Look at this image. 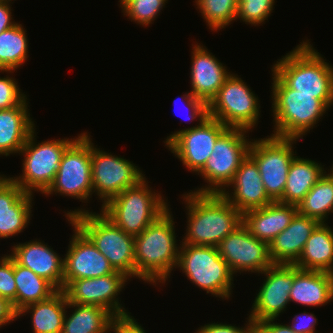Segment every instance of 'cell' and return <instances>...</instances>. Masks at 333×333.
Returning <instances> with one entry per match:
<instances>
[{
	"label": "cell",
	"instance_id": "6da1fadb",
	"mask_svg": "<svg viewBox=\"0 0 333 333\" xmlns=\"http://www.w3.org/2000/svg\"><path fill=\"white\" fill-rule=\"evenodd\" d=\"M188 193L182 196L188 224L181 244L217 247L242 224V213L221 194Z\"/></svg>",
	"mask_w": 333,
	"mask_h": 333
},
{
	"label": "cell",
	"instance_id": "7a4b0ae2",
	"mask_svg": "<svg viewBox=\"0 0 333 333\" xmlns=\"http://www.w3.org/2000/svg\"><path fill=\"white\" fill-rule=\"evenodd\" d=\"M173 216L168 208L140 235L135 236V277L156 285L170 278L179 249ZM159 280V281H158ZM162 281V282H161Z\"/></svg>",
	"mask_w": 333,
	"mask_h": 333
},
{
	"label": "cell",
	"instance_id": "3957f363",
	"mask_svg": "<svg viewBox=\"0 0 333 333\" xmlns=\"http://www.w3.org/2000/svg\"><path fill=\"white\" fill-rule=\"evenodd\" d=\"M309 40L283 56L272 71L299 94H312L328 108L333 104V68L325 62Z\"/></svg>",
	"mask_w": 333,
	"mask_h": 333
},
{
	"label": "cell",
	"instance_id": "277c9868",
	"mask_svg": "<svg viewBox=\"0 0 333 333\" xmlns=\"http://www.w3.org/2000/svg\"><path fill=\"white\" fill-rule=\"evenodd\" d=\"M89 211L75 209L65 216L91 240L115 271L129 279L135 277V237L125 233L102 212Z\"/></svg>",
	"mask_w": 333,
	"mask_h": 333
},
{
	"label": "cell",
	"instance_id": "5b68a950",
	"mask_svg": "<svg viewBox=\"0 0 333 333\" xmlns=\"http://www.w3.org/2000/svg\"><path fill=\"white\" fill-rule=\"evenodd\" d=\"M272 108L274 136L303 138L329 109L312 94H299L272 71ZM317 122V123H316Z\"/></svg>",
	"mask_w": 333,
	"mask_h": 333
},
{
	"label": "cell",
	"instance_id": "8992f818",
	"mask_svg": "<svg viewBox=\"0 0 333 333\" xmlns=\"http://www.w3.org/2000/svg\"><path fill=\"white\" fill-rule=\"evenodd\" d=\"M146 178L125 189L101 207V212L125 233L140 235L161 216L169 204L161 194L151 191ZM150 188V189H149Z\"/></svg>",
	"mask_w": 333,
	"mask_h": 333
},
{
	"label": "cell",
	"instance_id": "52a82bcc",
	"mask_svg": "<svg viewBox=\"0 0 333 333\" xmlns=\"http://www.w3.org/2000/svg\"><path fill=\"white\" fill-rule=\"evenodd\" d=\"M176 267L206 293L222 299L231 296L234 274L217 247L181 244Z\"/></svg>",
	"mask_w": 333,
	"mask_h": 333
},
{
	"label": "cell",
	"instance_id": "ba28073f",
	"mask_svg": "<svg viewBox=\"0 0 333 333\" xmlns=\"http://www.w3.org/2000/svg\"><path fill=\"white\" fill-rule=\"evenodd\" d=\"M35 129L19 151L24 156L22 175L10 177L26 193L44 194L53 183L65 150L78 138L47 140L36 144ZM33 190V191H32Z\"/></svg>",
	"mask_w": 333,
	"mask_h": 333
},
{
	"label": "cell",
	"instance_id": "9c48e42d",
	"mask_svg": "<svg viewBox=\"0 0 333 333\" xmlns=\"http://www.w3.org/2000/svg\"><path fill=\"white\" fill-rule=\"evenodd\" d=\"M248 130L228 128L215 142L213 152L205 166L198 172L208 186L198 188L193 193H218L226 190L242 161L247 157L251 141Z\"/></svg>",
	"mask_w": 333,
	"mask_h": 333
},
{
	"label": "cell",
	"instance_id": "30bf717a",
	"mask_svg": "<svg viewBox=\"0 0 333 333\" xmlns=\"http://www.w3.org/2000/svg\"><path fill=\"white\" fill-rule=\"evenodd\" d=\"M238 75L231 74L207 104L208 116L228 128L250 130L260 115L259 99Z\"/></svg>",
	"mask_w": 333,
	"mask_h": 333
},
{
	"label": "cell",
	"instance_id": "8fae6325",
	"mask_svg": "<svg viewBox=\"0 0 333 333\" xmlns=\"http://www.w3.org/2000/svg\"><path fill=\"white\" fill-rule=\"evenodd\" d=\"M250 144L248 155L256 162L265 191L273 201H279L286 186L289 167L296 157L293 143L297 138L267 136Z\"/></svg>",
	"mask_w": 333,
	"mask_h": 333
},
{
	"label": "cell",
	"instance_id": "7c38bea8",
	"mask_svg": "<svg viewBox=\"0 0 333 333\" xmlns=\"http://www.w3.org/2000/svg\"><path fill=\"white\" fill-rule=\"evenodd\" d=\"M88 135L87 132L81 133L65 150L55 179L45 195L60 193L84 203L92 196L91 139Z\"/></svg>",
	"mask_w": 333,
	"mask_h": 333
},
{
	"label": "cell",
	"instance_id": "4fadbf2b",
	"mask_svg": "<svg viewBox=\"0 0 333 333\" xmlns=\"http://www.w3.org/2000/svg\"><path fill=\"white\" fill-rule=\"evenodd\" d=\"M228 129L208 116L195 127L175 131L164 143L189 171L198 173L213 152L216 140Z\"/></svg>",
	"mask_w": 333,
	"mask_h": 333
},
{
	"label": "cell",
	"instance_id": "5bb4252c",
	"mask_svg": "<svg viewBox=\"0 0 333 333\" xmlns=\"http://www.w3.org/2000/svg\"><path fill=\"white\" fill-rule=\"evenodd\" d=\"M96 148L91 141V175L93 193L102 200V205L125 189L137 185L145 177L132 162L110 155Z\"/></svg>",
	"mask_w": 333,
	"mask_h": 333
},
{
	"label": "cell",
	"instance_id": "9a60e30c",
	"mask_svg": "<svg viewBox=\"0 0 333 333\" xmlns=\"http://www.w3.org/2000/svg\"><path fill=\"white\" fill-rule=\"evenodd\" d=\"M301 269L294 264H273L265 271L266 279L260 287L252 311L249 313L254 324L276 319L290 304V291L295 276Z\"/></svg>",
	"mask_w": 333,
	"mask_h": 333
},
{
	"label": "cell",
	"instance_id": "2e32d148",
	"mask_svg": "<svg viewBox=\"0 0 333 333\" xmlns=\"http://www.w3.org/2000/svg\"><path fill=\"white\" fill-rule=\"evenodd\" d=\"M129 278L122 272L115 271L97 278H82L63 281V289L67 302L95 305L110 311L114 316L127 314L125 308L116 298Z\"/></svg>",
	"mask_w": 333,
	"mask_h": 333
},
{
	"label": "cell",
	"instance_id": "e0dca14e",
	"mask_svg": "<svg viewBox=\"0 0 333 333\" xmlns=\"http://www.w3.org/2000/svg\"><path fill=\"white\" fill-rule=\"evenodd\" d=\"M217 248L233 274L238 271L261 273L274 264L269 244L252 236L243 224L225 237Z\"/></svg>",
	"mask_w": 333,
	"mask_h": 333
},
{
	"label": "cell",
	"instance_id": "ac0fdd59",
	"mask_svg": "<svg viewBox=\"0 0 333 333\" xmlns=\"http://www.w3.org/2000/svg\"><path fill=\"white\" fill-rule=\"evenodd\" d=\"M74 234L64 258V281L97 278L115 270L91 240L70 220Z\"/></svg>",
	"mask_w": 333,
	"mask_h": 333
},
{
	"label": "cell",
	"instance_id": "d6986e66",
	"mask_svg": "<svg viewBox=\"0 0 333 333\" xmlns=\"http://www.w3.org/2000/svg\"><path fill=\"white\" fill-rule=\"evenodd\" d=\"M228 186L234 191L229 193L223 190L220 194L242 214L273 202L265 191L256 162L249 155L242 161Z\"/></svg>",
	"mask_w": 333,
	"mask_h": 333
},
{
	"label": "cell",
	"instance_id": "ffe728a7",
	"mask_svg": "<svg viewBox=\"0 0 333 333\" xmlns=\"http://www.w3.org/2000/svg\"><path fill=\"white\" fill-rule=\"evenodd\" d=\"M33 197L10 177L0 175V238L21 233L28 226Z\"/></svg>",
	"mask_w": 333,
	"mask_h": 333
},
{
	"label": "cell",
	"instance_id": "44dd1931",
	"mask_svg": "<svg viewBox=\"0 0 333 333\" xmlns=\"http://www.w3.org/2000/svg\"><path fill=\"white\" fill-rule=\"evenodd\" d=\"M9 255L17 264L27 267L49 281L57 290L63 289L64 259L40 240L14 244Z\"/></svg>",
	"mask_w": 333,
	"mask_h": 333
},
{
	"label": "cell",
	"instance_id": "7402d4cb",
	"mask_svg": "<svg viewBox=\"0 0 333 333\" xmlns=\"http://www.w3.org/2000/svg\"><path fill=\"white\" fill-rule=\"evenodd\" d=\"M192 50L191 92L208 104L231 73L205 46L197 43Z\"/></svg>",
	"mask_w": 333,
	"mask_h": 333
},
{
	"label": "cell",
	"instance_id": "603a6c76",
	"mask_svg": "<svg viewBox=\"0 0 333 333\" xmlns=\"http://www.w3.org/2000/svg\"><path fill=\"white\" fill-rule=\"evenodd\" d=\"M298 212L292 204L272 202L262 208L246 211L242 214V224L258 240L268 244L291 223Z\"/></svg>",
	"mask_w": 333,
	"mask_h": 333
},
{
	"label": "cell",
	"instance_id": "cb8c5ba5",
	"mask_svg": "<svg viewBox=\"0 0 333 333\" xmlns=\"http://www.w3.org/2000/svg\"><path fill=\"white\" fill-rule=\"evenodd\" d=\"M320 222L296 213L290 225L269 244L270 258L274 264H294L300 257L308 238Z\"/></svg>",
	"mask_w": 333,
	"mask_h": 333
},
{
	"label": "cell",
	"instance_id": "d4e9b609",
	"mask_svg": "<svg viewBox=\"0 0 333 333\" xmlns=\"http://www.w3.org/2000/svg\"><path fill=\"white\" fill-rule=\"evenodd\" d=\"M26 102L27 99L21 105L0 110V155L19 153L35 129Z\"/></svg>",
	"mask_w": 333,
	"mask_h": 333
},
{
	"label": "cell",
	"instance_id": "484cf974",
	"mask_svg": "<svg viewBox=\"0 0 333 333\" xmlns=\"http://www.w3.org/2000/svg\"><path fill=\"white\" fill-rule=\"evenodd\" d=\"M333 300V274L325 271L301 270L290 291V302L318 307Z\"/></svg>",
	"mask_w": 333,
	"mask_h": 333
},
{
	"label": "cell",
	"instance_id": "4316f807",
	"mask_svg": "<svg viewBox=\"0 0 333 333\" xmlns=\"http://www.w3.org/2000/svg\"><path fill=\"white\" fill-rule=\"evenodd\" d=\"M294 265L301 270L333 274V230L327 223H320L315 228Z\"/></svg>",
	"mask_w": 333,
	"mask_h": 333
},
{
	"label": "cell",
	"instance_id": "83f0119b",
	"mask_svg": "<svg viewBox=\"0 0 333 333\" xmlns=\"http://www.w3.org/2000/svg\"><path fill=\"white\" fill-rule=\"evenodd\" d=\"M325 173L321 163L296 156L289 167L283 196L278 202L297 206Z\"/></svg>",
	"mask_w": 333,
	"mask_h": 333
},
{
	"label": "cell",
	"instance_id": "f1b7e54d",
	"mask_svg": "<svg viewBox=\"0 0 333 333\" xmlns=\"http://www.w3.org/2000/svg\"><path fill=\"white\" fill-rule=\"evenodd\" d=\"M67 299L62 290H58L49 299L29 304L18 311V317L32 313L33 333H62Z\"/></svg>",
	"mask_w": 333,
	"mask_h": 333
},
{
	"label": "cell",
	"instance_id": "f546056e",
	"mask_svg": "<svg viewBox=\"0 0 333 333\" xmlns=\"http://www.w3.org/2000/svg\"><path fill=\"white\" fill-rule=\"evenodd\" d=\"M74 308L70 317L65 314L62 333H107L110 332L114 315L107 309L95 305L68 302Z\"/></svg>",
	"mask_w": 333,
	"mask_h": 333
},
{
	"label": "cell",
	"instance_id": "4dcf8cb0",
	"mask_svg": "<svg viewBox=\"0 0 333 333\" xmlns=\"http://www.w3.org/2000/svg\"><path fill=\"white\" fill-rule=\"evenodd\" d=\"M16 283V311L23 307L49 299L58 290L46 279L14 261Z\"/></svg>",
	"mask_w": 333,
	"mask_h": 333
},
{
	"label": "cell",
	"instance_id": "1f68e13d",
	"mask_svg": "<svg viewBox=\"0 0 333 333\" xmlns=\"http://www.w3.org/2000/svg\"><path fill=\"white\" fill-rule=\"evenodd\" d=\"M297 207L300 214L326 223L333 213V175L326 172Z\"/></svg>",
	"mask_w": 333,
	"mask_h": 333
},
{
	"label": "cell",
	"instance_id": "d6a6232c",
	"mask_svg": "<svg viewBox=\"0 0 333 333\" xmlns=\"http://www.w3.org/2000/svg\"><path fill=\"white\" fill-rule=\"evenodd\" d=\"M17 23L0 34V70H16L28 58L26 30Z\"/></svg>",
	"mask_w": 333,
	"mask_h": 333
},
{
	"label": "cell",
	"instance_id": "836d02e7",
	"mask_svg": "<svg viewBox=\"0 0 333 333\" xmlns=\"http://www.w3.org/2000/svg\"><path fill=\"white\" fill-rule=\"evenodd\" d=\"M209 29L220 30L236 20L239 0H195Z\"/></svg>",
	"mask_w": 333,
	"mask_h": 333
},
{
	"label": "cell",
	"instance_id": "e575fe53",
	"mask_svg": "<svg viewBox=\"0 0 333 333\" xmlns=\"http://www.w3.org/2000/svg\"><path fill=\"white\" fill-rule=\"evenodd\" d=\"M168 0H131L123 8L124 15L140 25L147 26L160 15ZM159 13V14H158Z\"/></svg>",
	"mask_w": 333,
	"mask_h": 333
},
{
	"label": "cell",
	"instance_id": "d590c367",
	"mask_svg": "<svg viewBox=\"0 0 333 333\" xmlns=\"http://www.w3.org/2000/svg\"><path fill=\"white\" fill-rule=\"evenodd\" d=\"M275 0H239L236 19L258 26L268 19Z\"/></svg>",
	"mask_w": 333,
	"mask_h": 333
},
{
	"label": "cell",
	"instance_id": "8d00e7d4",
	"mask_svg": "<svg viewBox=\"0 0 333 333\" xmlns=\"http://www.w3.org/2000/svg\"><path fill=\"white\" fill-rule=\"evenodd\" d=\"M1 73H13L14 70H0ZM17 81L12 77H0V110L11 109L21 105L26 99V95L22 93L17 85Z\"/></svg>",
	"mask_w": 333,
	"mask_h": 333
},
{
	"label": "cell",
	"instance_id": "74e56055",
	"mask_svg": "<svg viewBox=\"0 0 333 333\" xmlns=\"http://www.w3.org/2000/svg\"><path fill=\"white\" fill-rule=\"evenodd\" d=\"M0 297L9 300L16 310L14 260L9 255L0 258Z\"/></svg>",
	"mask_w": 333,
	"mask_h": 333
},
{
	"label": "cell",
	"instance_id": "f35d334b",
	"mask_svg": "<svg viewBox=\"0 0 333 333\" xmlns=\"http://www.w3.org/2000/svg\"><path fill=\"white\" fill-rule=\"evenodd\" d=\"M180 98L185 100L184 104L188 108V114H186V116H188L185 118V120L194 121V119L197 118L199 122H202L205 118L208 117L207 103L202 99L195 97L191 91L183 94V97Z\"/></svg>",
	"mask_w": 333,
	"mask_h": 333
},
{
	"label": "cell",
	"instance_id": "ab89813d",
	"mask_svg": "<svg viewBox=\"0 0 333 333\" xmlns=\"http://www.w3.org/2000/svg\"><path fill=\"white\" fill-rule=\"evenodd\" d=\"M248 323L244 328H240L237 326H233L231 324H223V323H211L205 324L196 330V333H255V324L250 319L247 318Z\"/></svg>",
	"mask_w": 333,
	"mask_h": 333
},
{
	"label": "cell",
	"instance_id": "60d3db41",
	"mask_svg": "<svg viewBox=\"0 0 333 333\" xmlns=\"http://www.w3.org/2000/svg\"><path fill=\"white\" fill-rule=\"evenodd\" d=\"M110 331L113 333H146L129 313L113 317Z\"/></svg>",
	"mask_w": 333,
	"mask_h": 333
},
{
	"label": "cell",
	"instance_id": "b9f144b4",
	"mask_svg": "<svg viewBox=\"0 0 333 333\" xmlns=\"http://www.w3.org/2000/svg\"><path fill=\"white\" fill-rule=\"evenodd\" d=\"M316 324L317 318H315L314 314L304 311L302 314L295 315L289 326L297 333H315L314 327Z\"/></svg>",
	"mask_w": 333,
	"mask_h": 333
},
{
	"label": "cell",
	"instance_id": "7bdbcfd3",
	"mask_svg": "<svg viewBox=\"0 0 333 333\" xmlns=\"http://www.w3.org/2000/svg\"><path fill=\"white\" fill-rule=\"evenodd\" d=\"M275 319L265 320L255 324V333H297L289 325L275 323Z\"/></svg>",
	"mask_w": 333,
	"mask_h": 333
},
{
	"label": "cell",
	"instance_id": "ee69618b",
	"mask_svg": "<svg viewBox=\"0 0 333 333\" xmlns=\"http://www.w3.org/2000/svg\"><path fill=\"white\" fill-rule=\"evenodd\" d=\"M18 318V312L14 309L13 304L0 297V328L7 323L16 320Z\"/></svg>",
	"mask_w": 333,
	"mask_h": 333
},
{
	"label": "cell",
	"instance_id": "f6af8a7d",
	"mask_svg": "<svg viewBox=\"0 0 333 333\" xmlns=\"http://www.w3.org/2000/svg\"><path fill=\"white\" fill-rule=\"evenodd\" d=\"M10 4V1L0 0V34L17 24L15 21H12L13 17Z\"/></svg>",
	"mask_w": 333,
	"mask_h": 333
},
{
	"label": "cell",
	"instance_id": "bcb514c9",
	"mask_svg": "<svg viewBox=\"0 0 333 333\" xmlns=\"http://www.w3.org/2000/svg\"><path fill=\"white\" fill-rule=\"evenodd\" d=\"M131 0H119L121 8H123Z\"/></svg>",
	"mask_w": 333,
	"mask_h": 333
},
{
	"label": "cell",
	"instance_id": "7dc6e473",
	"mask_svg": "<svg viewBox=\"0 0 333 333\" xmlns=\"http://www.w3.org/2000/svg\"><path fill=\"white\" fill-rule=\"evenodd\" d=\"M330 173L333 175V165H332V168H331V171H330Z\"/></svg>",
	"mask_w": 333,
	"mask_h": 333
}]
</instances>
